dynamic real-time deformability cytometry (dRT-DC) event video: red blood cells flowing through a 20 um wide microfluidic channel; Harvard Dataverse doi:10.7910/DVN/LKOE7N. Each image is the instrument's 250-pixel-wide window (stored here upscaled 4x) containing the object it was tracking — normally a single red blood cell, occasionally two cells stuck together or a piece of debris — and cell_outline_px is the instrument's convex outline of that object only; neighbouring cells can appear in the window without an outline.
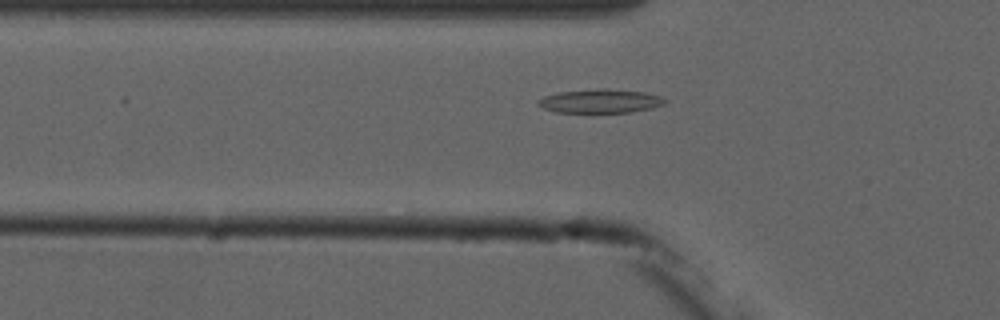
{"species": "common noctule bat (a hibernating species)", "species_latin": "Nyctalus noctula", "temperature_condition": "cold", "stored_images_in_passage": 3, "segment_of_instrument_passage": [2, 2], "camera_frame_rate_fps": 3000, "um_per_image_px": 0.085, "animal": {"sex": "male", "forearm_length_mm": 52.5}, "frame": {"image": 1, "passage_image": 3, "time_ms": 2.333, "image_size_px": [1000, 320], "cell_outline_px": [[668, 100], [664, 104], [652, 108], [632, 112], [556, 112], [544, 108], [536, 104], [536, 100], [544, 96], [560, 92], [604, 88], [644, 92], [664, 96]], "centroid_in_image_um": [51.06, 8.59], "position_along_channel_um": 74.7, "area_um2": 17.63}}